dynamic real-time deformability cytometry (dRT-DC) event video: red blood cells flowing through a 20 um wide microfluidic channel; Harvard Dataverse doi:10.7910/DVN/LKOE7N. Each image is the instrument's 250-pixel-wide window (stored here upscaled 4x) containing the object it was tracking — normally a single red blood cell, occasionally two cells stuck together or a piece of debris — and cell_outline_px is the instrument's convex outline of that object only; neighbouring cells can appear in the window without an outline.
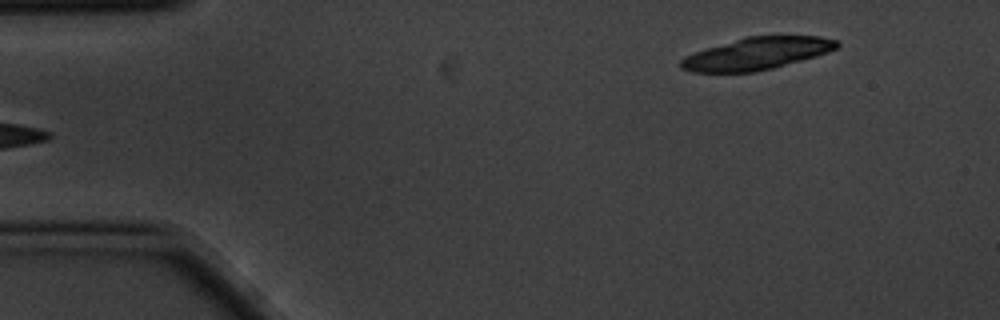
{"species": "common noctule bat (a hibernating species)", "species_latin": "Nyctalus noctula", "temperature_condition": "cold", "stored_images_in_passage": 6, "camera_frame_rate_fps": 3000, "um_per_image_px": 0.085, "animal": {"sex": "male", "body_mass_g": 20.1, "forearm_length_mm": 53.5}, "frame": {"image": 1, "passage_image": 6, "time_ms": 1.667, "image_size_px": [1000, 320], "cell_outline_px": [[840, 44], [836, 48], [816, 56], [772, 68], [756, 72], [692, 72], [680, 68], [680, 60], [684, 56], [704, 48], [748, 36], [820, 36], [840, 40]], "centroid_in_image_um": [64.31, 4.55], "position_along_channel_um": 20.7, "area_um2": 29.25}}